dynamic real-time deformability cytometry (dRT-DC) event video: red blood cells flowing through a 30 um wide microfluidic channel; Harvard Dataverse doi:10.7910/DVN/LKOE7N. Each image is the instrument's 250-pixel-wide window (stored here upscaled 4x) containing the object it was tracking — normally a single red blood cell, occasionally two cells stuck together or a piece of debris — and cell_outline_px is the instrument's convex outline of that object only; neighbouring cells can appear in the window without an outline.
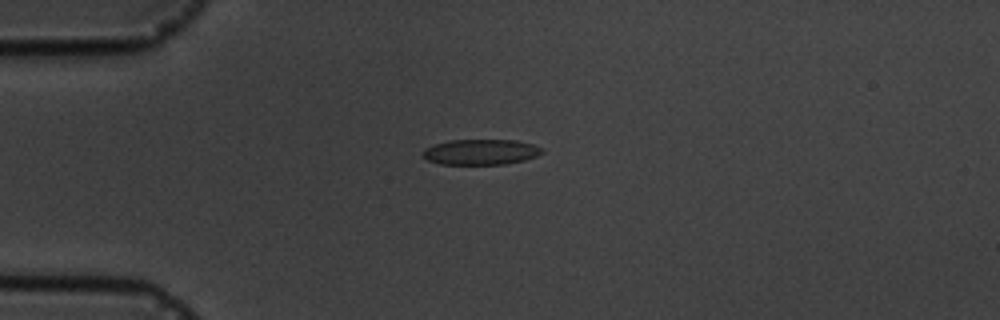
{"species": "common noctule bat (a hibernating species)", "species_latin": "Nyctalus noctula", "temperature_condition": "cold", "stored_images_in_passage": 4, "camera_frame_rate_fps": 3000, "um_per_image_px": 0.085, "animal": {"sex": "male", "body_mass_g": 19.5, "forearm_length_mm": 54.6}, "frame": {"image": 1, "passage_image": 2, "time_ms": 1.333, "image_size_px": [1000, 320], "cell_outline_px": [[544, 152], [536, 156], [524, 160], [504, 164], [440, 164], [428, 160], [424, 156], [424, 148], [448, 140], [516, 140], [532, 144], [544, 148]], "centroid_in_image_um": [40.9, 12.91], "position_along_channel_um": 44.1, "area_um2": 17.63}}
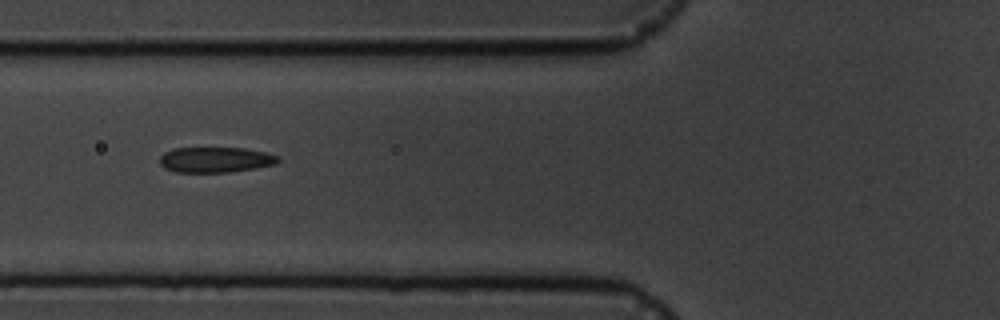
{"frame": {"image": 2, "passage_image": 4, "time_ms": 3.667, "image_size_px": [1000, 320], "cell_outline_px": [[280, 160], [276, 164], [256, 168], [228, 172], [176, 172], [164, 168], [160, 164], [160, 156], [164, 152], [172, 148], [244, 148], [264, 152], [280, 156]], "centroid_in_image_um": [18.31, 13.57], "position_along_channel_um": 107.5, "area_um2": 17.63}}